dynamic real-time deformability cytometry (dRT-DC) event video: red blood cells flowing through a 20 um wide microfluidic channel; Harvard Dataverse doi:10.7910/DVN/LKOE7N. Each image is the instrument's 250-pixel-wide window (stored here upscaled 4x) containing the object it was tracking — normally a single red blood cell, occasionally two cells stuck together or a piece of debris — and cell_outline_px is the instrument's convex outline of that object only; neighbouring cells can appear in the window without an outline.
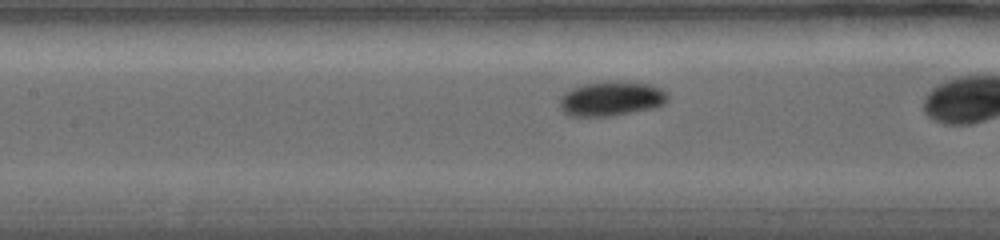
{"species": "common noctule bat (a hibernating species)", "species_latin": "Nyctalus noctula", "temperature_condition": "warm", "stored_images_in_passage": 15, "camera_frame_rate_fps": 5000, "um_per_image_px": 0.085, "animal": {"sex": "female", "body_mass_g": 19.0, "forearm_length_mm": 56.7}, "frame": {"image": 1, "passage_image": 7, "time_ms": 3.0, "image_size_px": [1000, 240], "cell_outline_px": [[668, 100], [664, 104], [656, 108], [612, 116], [568, 116], [560, 108], [560, 96], [564, 92], [572, 88], [584, 84], [604, 80], [616, 80], [652, 84], [660, 88], [668, 96]], "centroid_in_image_um": [51.96, 8.37], "position_along_channel_um": 155.4, "area_um2": 22.25}}
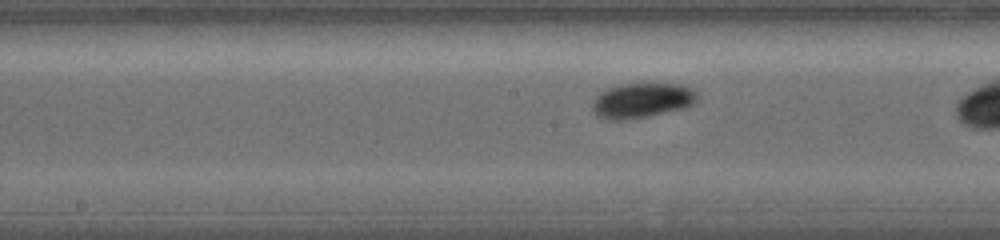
{"frame": {"image": 2, "passage_image": 9, "time_ms": 4.0, "image_size_px": [1000, 240], "cell_outline_px": [[696, 100], [692, 104], [684, 108], [648, 116], [628, 120], [608, 120], [596, 116], [592, 108], [592, 100], [600, 92], [608, 88], [620, 84], [680, 84], [692, 88], [696, 92]], "centroid_in_image_um": [54.51, 8.55], "position_along_channel_um": 193.7, "area_um2": 21.39}}